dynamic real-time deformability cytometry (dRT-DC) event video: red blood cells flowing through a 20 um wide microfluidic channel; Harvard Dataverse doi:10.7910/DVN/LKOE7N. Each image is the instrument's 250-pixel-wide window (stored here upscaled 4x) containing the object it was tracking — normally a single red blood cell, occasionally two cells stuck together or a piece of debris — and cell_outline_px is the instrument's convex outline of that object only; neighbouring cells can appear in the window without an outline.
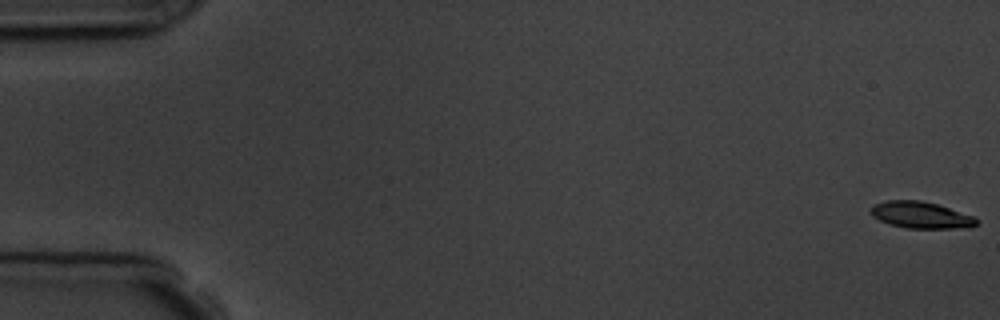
{"species": "common noctule bat (a hibernating species)", "species_latin": "Nyctalus noctula", "temperature_condition": "room temperature", "stored_images_in_passage": 5, "camera_frame_rate_fps": 3000, "um_per_image_px": 0.085, "animal": {"sex": "male", "body_mass_g": 19.5, "forearm_length_mm": 54.6}, "frame": {"image": 1, "passage_image": 1, "time_ms": 0.0, "image_size_px": [1000, 320], "cell_outline_px": [[980, 220], [976, 224], [952, 228], [908, 228], [888, 224], [872, 216], [868, 212], [868, 208], [872, 204], [884, 200], [920, 200], [936, 204], [976, 216]], "centroid_in_image_um": [78.19, 18.25], "position_along_channel_um": 6.8, "area_um2": 16.53}}